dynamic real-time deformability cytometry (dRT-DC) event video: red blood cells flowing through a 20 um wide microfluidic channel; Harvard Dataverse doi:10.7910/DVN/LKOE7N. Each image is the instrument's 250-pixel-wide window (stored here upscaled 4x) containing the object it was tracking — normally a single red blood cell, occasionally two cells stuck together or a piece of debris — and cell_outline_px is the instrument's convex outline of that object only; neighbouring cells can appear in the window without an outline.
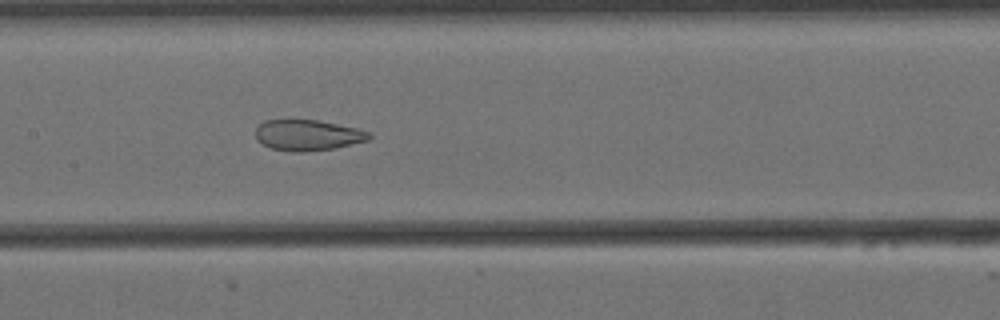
{"species": "Egyptian fruit bat (a non-hibernating species)", "species_latin": "Rousettus aegyptiacus", "temperature_condition": "cold", "stored_images_in_passage": 58, "camera_frame_rate_fps": 3000, "um_per_image_px": 0.085, "animal": {"sex": "female"}, "frame": {"image": 1, "passage_image": 27, "time_ms": 8.667, "image_size_px": [1000, 320], "cell_outline_px": [[372, 136], [368, 140], [336, 148], [304, 152], [292, 152], [272, 148], [256, 140], [256, 128], [264, 120], [288, 116], [316, 120], [356, 128], [372, 132]], "centroid_in_image_um": [26.11, 11.44], "position_along_channel_um": 181.3, "area_um2": 21.1}}
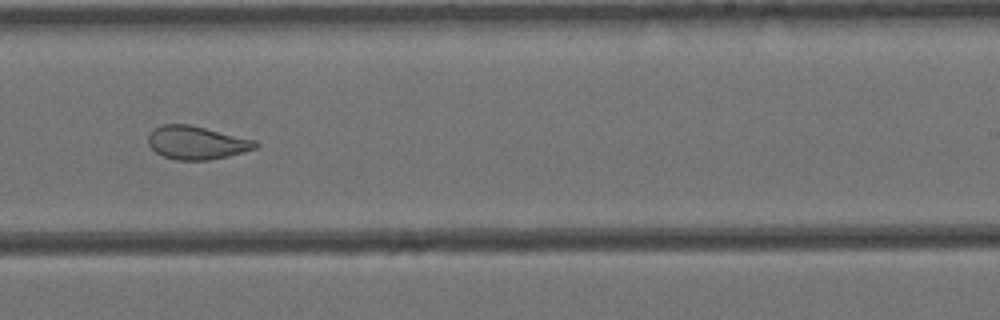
{"frame": {"image": 2, "passage_image": 35, "time_ms": 11.333, "image_size_px": [1000, 320], "cell_outline_px": [[260, 144], [256, 148], [228, 156], [208, 160], [176, 160], [164, 156], [156, 152], [148, 144], [148, 136], [156, 128], [164, 124], [188, 124], [256, 140]], "centroid_in_image_um": [16.73, 12.13], "position_along_channel_um": 272.3, "area_um2": 20.58}}
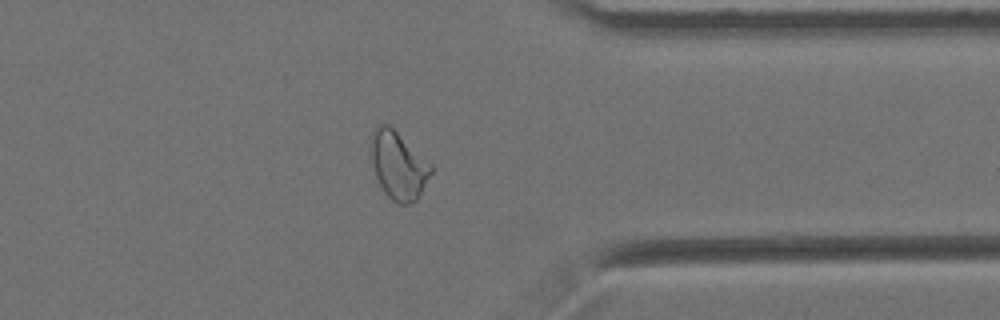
{"frame": {"image": 3, "passage_image": 45, "time_ms": 14.667, "image_size_px": [1000, 320], "cell_outline_px": [[432, 172], [420, 196], [416, 200], [408, 204], [400, 204], [392, 200], [384, 192], [376, 176], [372, 160], [372, 132], [376, 124], [388, 124], [432, 164]], "centroid_in_image_um": [33.88, 14.07], "position_along_channel_um": 377.5, "area_um2": 23.41}, "authors_computed_cell_mechanics": {"area_um2": 25.8077, "velocity_mm_per_s": 3.4374, "shape_relaxation_time_tau1_ms": null, "shape_relaxation_time_tau2_ms": 1.5041, "deformation_change_tau1": null, "deformation_change_tau2": 0.0794}}